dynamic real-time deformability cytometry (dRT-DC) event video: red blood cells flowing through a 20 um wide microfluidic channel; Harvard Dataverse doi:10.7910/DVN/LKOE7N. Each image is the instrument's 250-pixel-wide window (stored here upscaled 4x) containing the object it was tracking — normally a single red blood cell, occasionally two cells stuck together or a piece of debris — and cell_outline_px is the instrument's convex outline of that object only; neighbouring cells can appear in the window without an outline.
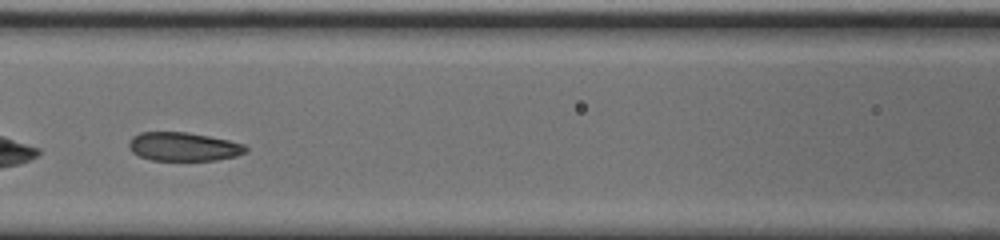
{"species": "common noctule bat (a hibernating species)", "species_latin": "Nyctalus noctula", "temperature_condition": "cold", "stored_images_in_passage": 38, "camera_frame_rate_fps": 3000, "um_per_image_px": 0.085, "animal": {"sex": "male", "body_mass_g": 20.0, "forearm_length_mm": 53.3}, "frame": {"image": 1, "passage_image": 16, "time_ms": 5.0, "image_size_px": [1000, 240], "cell_outline_px": [[248, 148], [244, 152], [236, 156], [216, 160], [152, 160], [140, 156], [132, 152], [128, 148], [128, 144], [132, 136], [140, 132], [188, 132], [228, 140], [244, 144]], "centroid_in_image_um": [15.57, 12.46], "position_along_channel_um": 151.0, "area_um2": 19.48}}
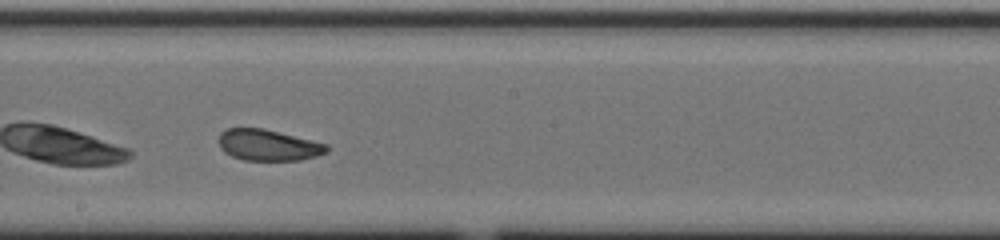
{"frame": {"image": 2, "passage_image": 22, "time_ms": 7.0, "image_size_px": [1000, 240], "cell_outline_px": [[328, 152], [316, 156], [300, 160], [244, 160], [232, 156], [224, 152], [220, 148], [220, 132], [224, 128], [264, 128], [328, 144]], "centroid_in_image_um": [22.8, 12.33], "position_along_channel_um": 225.4, "area_um2": 19.65}}
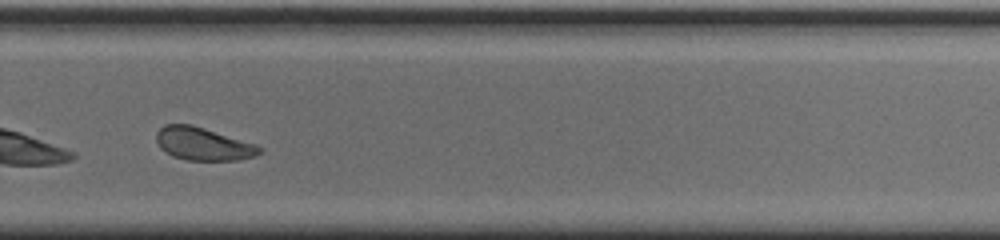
{"frame": {"image": 3, "passage_image": 29, "time_ms": 9.333, "image_size_px": [1000, 240], "cell_outline_px": [[264, 148], [256, 156], [236, 160], [188, 160], [172, 156], [164, 152], [160, 148], [156, 140], [156, 132], [164, 124], [192, 124], [256, 144]], "centroid_in_image_um": [17.25, 12.23], "position_along_channel_um": 312.6, "area_um2": 19.88}, "authors_computed_cell_mechanics": {"area_um2": 20.23, "velocity_mm_per_s": 3.7364, "shape_relaxation_time_tau1_ms": 11.1701, "shape_relaxation_time_tau2_ms": 1.4672, "deformation_change_tau1": 0.2235, "deformation_change_tau2": 0.0744}}